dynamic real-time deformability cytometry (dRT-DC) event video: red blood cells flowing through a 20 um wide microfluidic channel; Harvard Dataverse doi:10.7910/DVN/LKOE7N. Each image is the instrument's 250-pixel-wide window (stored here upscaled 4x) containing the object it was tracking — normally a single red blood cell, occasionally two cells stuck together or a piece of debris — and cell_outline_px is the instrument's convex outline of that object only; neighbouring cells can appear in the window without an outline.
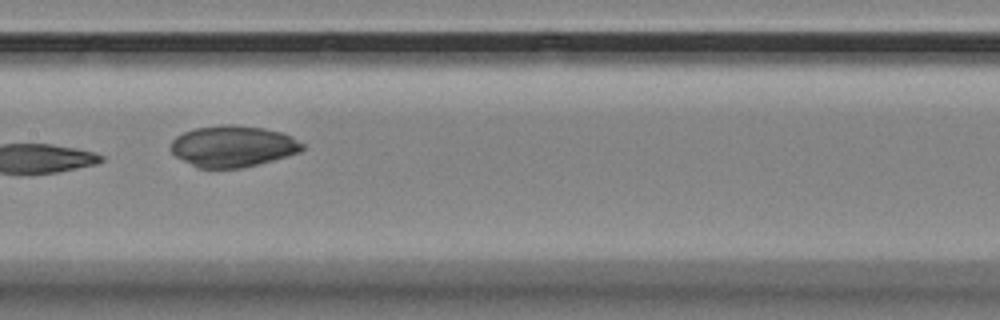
{"species": "Egyptian fruit bat (a non-hibernating species)", "species_latin": "Rousettus aegyptiacus", "temperature_condition": "room temperature", "stored_images_in_passage": 9, "camera_frame_rate_fps": 3000, "um_per_image_px": 0.085, "animal": {"sex": "female"}, "frame": {"image": 1, "passage_image": 9, "time_ms": 9.0, "image_size_px": [1000, 320], "cell_outline_px": [[304, 148], [300, 152], [288, 156], [244, 168], [196, 168], [176, 156], [172, 152], [172, 140], [176, 136], [184, 132], [196, 128], [220, 124], [232, 124], [264, 128], [280, 132], [292, 136], [304, 144]], "centroid_in_image_um": [19.81, 12.43], "position_along_channel_um": 187.6, "area_um2": 31.79}}